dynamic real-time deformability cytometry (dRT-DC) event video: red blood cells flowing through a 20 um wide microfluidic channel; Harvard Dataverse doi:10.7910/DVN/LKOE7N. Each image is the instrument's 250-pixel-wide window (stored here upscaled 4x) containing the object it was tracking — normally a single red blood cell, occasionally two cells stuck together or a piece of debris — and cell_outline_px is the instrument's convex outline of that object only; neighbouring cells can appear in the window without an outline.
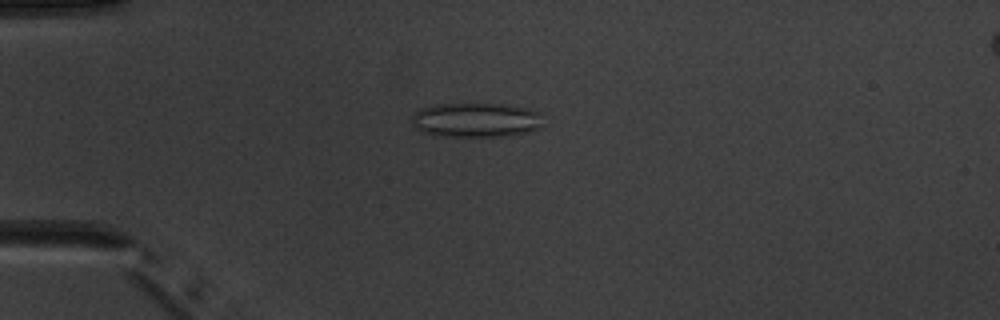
{"species": "common noctule bat (a hibernating species)", "species_latin": "Nyctalus noctula", "temperature_condition": "warm", "stored_images_in_passage": 6, "camera_frame_rate_fps": 3000, "um_per_image_px": 0.085, "animal": {"sex": "male", "body_mass_g": 20.1, "forearm_length_mm": 53.5}, "frame": {"image": 1, "passage_image": 4, "time_ms": 3.333, "image_size_px": [1000, 320], "cell_outline_px": [[540, 128], [528, 132], [508, 136], [444, 136], [424, 132], [416, 128], [412, 124], [412, 116], [420, 108], [436, 104], [504, 104], [528, 108], [540, 112]], "centroid_in_image_um": [40.46, 10.19], "position_along_channel_um": 44.5, "area_um2": 26.3}}
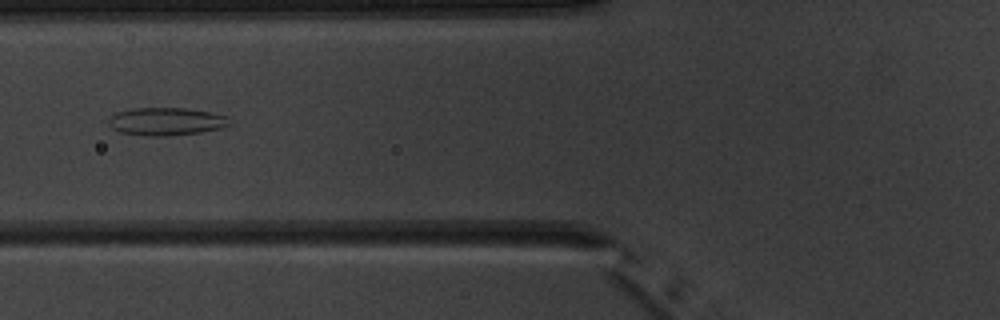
{"frame": {"image": 2, "passage_image": 6, "time_ms": 5.667, "image_size_px": [1000, 320], "cell_outline_px": [[232, 124], [220, 128], [200, 132], [168, 136], [148, 136], [120, 132], [112, 128], [108, 124], [108, 120], [116, 112], [132, 108], [184, 108], [208, 112], [228, 116]], "centroid_in_image_um": [14.12, 10.32], "position_along_channel_um": 111.7, "area_um2": 19.59}}